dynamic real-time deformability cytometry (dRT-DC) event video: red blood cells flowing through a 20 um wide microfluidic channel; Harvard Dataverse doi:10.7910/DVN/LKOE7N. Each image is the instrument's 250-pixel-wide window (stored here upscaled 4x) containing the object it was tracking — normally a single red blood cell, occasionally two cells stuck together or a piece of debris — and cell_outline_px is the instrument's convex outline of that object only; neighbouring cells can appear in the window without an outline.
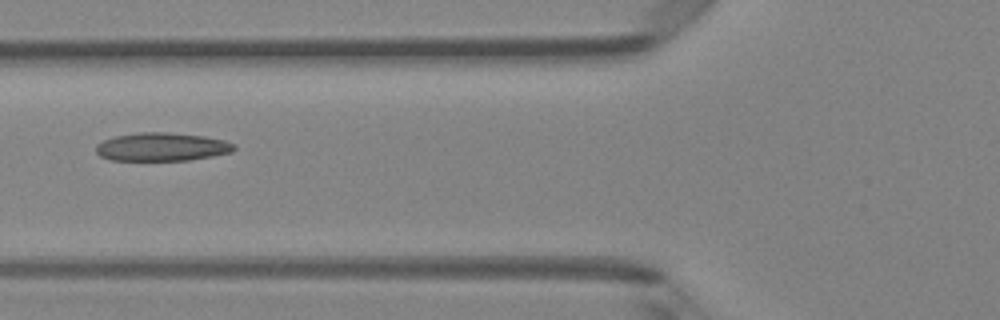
{"species": "Egyptian fruit bat (a non-hibernating species)", "species_latin": "Rousettus aegyptiacus", "temperature_condition": "room temperature", "stored_images_in_passage": 5, "camera_frame_rate_fps": 3000, "um_per_image_px": 0.085, "animal": {"sex": "female"}, "frame": {"image": 1, "passage_image": 4, "time_ms": 1.0, "image_size_px": [1000, 320], "cell_outline_px": [[236, 148], [232, 152], [212, 156], [188, 160], [108, 160], [100, 156], [96, 152], [96, 144], [112, 136], [140, 132], [168, 132], [204, 136], [224, 140], [236, 144]], "centroid_in_image_um": [13.75, 12.48], "position_along_channel_um": 112.1, "area_um2": 22.95}}
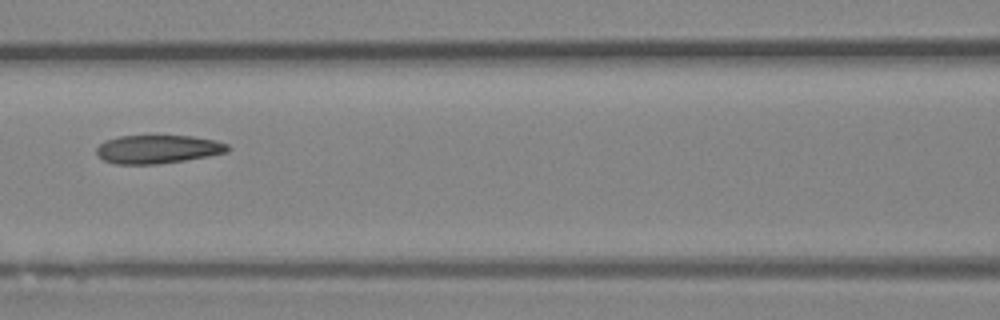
{"frame": {"image": 2, "passage_image": 5, "time_ms": 1.333, "image_size_px": [1000, 320], "cell_outline_px": [[232, 148], [228, 152], [208, 156], [184, 160], [156, 164], [116, 164], [104, 160], [96, 152], [96, 148], [104, 140], [120, 136], [192, 136], [216, 140], [228, 144]], "centroid_in_image_um": [13.44, 12.68], "position_along_channel_um": 153.2, "area_um2": 21.73}}